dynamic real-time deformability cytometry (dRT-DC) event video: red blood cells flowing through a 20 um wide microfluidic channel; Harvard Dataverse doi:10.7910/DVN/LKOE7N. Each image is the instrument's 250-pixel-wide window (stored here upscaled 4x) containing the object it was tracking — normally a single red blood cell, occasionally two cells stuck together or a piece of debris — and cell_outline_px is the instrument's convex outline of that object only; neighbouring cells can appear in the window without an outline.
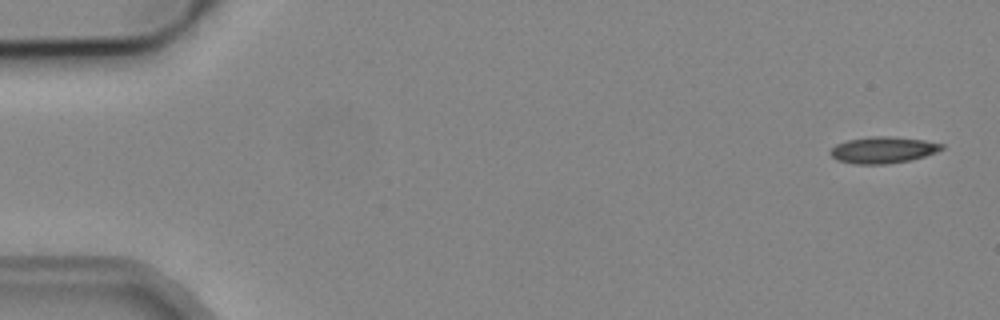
{"species": "common noctule bat (a hibernating species)", "species_latin": "Nyctalus noctula", "temperature_condition": "cold", "stored_images_in_passage": 6, "camera_frame_rate_fps": 3000, "um_per_image_px": 0.085, "animal": {"sex": "male", "body_mass_g": 19.2, "forearm_length_mm": 51.8}, "frame": {"image": 1, "passage_image": 1, "time_ms": 0.0, "image_size_px": [1000, 320], "cell_outline_px": [[944, 148], [936, 152], [924, 156], [908, 160], [884, 164], [852, 164], [836, 160], [828, 152], [836, 144], [848, 140], [876, 136], [888, 136], [924, 140], [944, 144]], "centroid_in_image_um": [75.03, 12.75], "position_along_channel_um": 10.0, "area_um2": 17.05}}
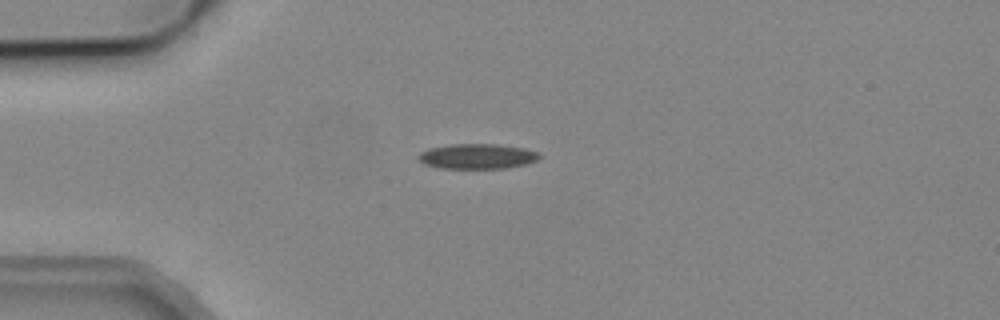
{"frame": {"image": 2, "passage_image": 4, "time_ms": 4.0, "image_size_px": [1000, 320], "cell_outline_px": [[540, 156], [536, 160], [528, 164], [508, 168], [440, 168], [424, 164], [420, 160], [420, 152], [428, 148], [452, 144], [492, 144], [524, 148], [536, 152]], "centroid_in_image_um": [40.56, 13.29], "position_along_channel_um": 44.4, "area_um2": 17.51}}